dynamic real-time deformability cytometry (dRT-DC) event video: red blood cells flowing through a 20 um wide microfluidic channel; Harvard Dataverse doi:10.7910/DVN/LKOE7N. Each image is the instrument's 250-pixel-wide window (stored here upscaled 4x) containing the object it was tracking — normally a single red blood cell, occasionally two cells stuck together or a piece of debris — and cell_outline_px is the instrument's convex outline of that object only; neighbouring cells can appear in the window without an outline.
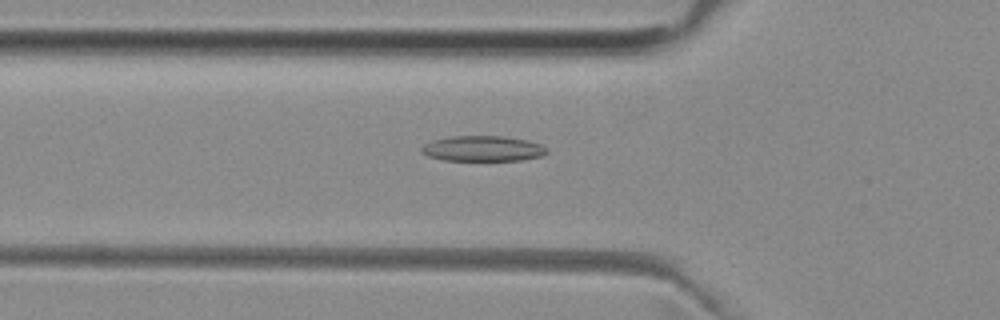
{"species": "common noctule bat (a hibernating species)", "species_latin": "Nyctalus noctula", "temperature_condition": "room temperature", "stored_images_in_passage": 49, "camera_frame_rate_fps": 3000, "um_per_image_px": 0.085, "animal": {"sex": "female", "body_mass_g": 29.2, "forearm_length_mm": 56.3}, "frame": {"image": 1, "passage_image": 15, "time_ms": 4.667, "image_size_px": [1000, 320], "cell_outline_px": [[548, 152], [544, 156], [520, 160], [444, 160], [428, 156], [420, 152], [420, 148], [424, 144], [432, 140], [448, 136], [504, 136], [528, 140], [540, 144], [548, 148]], "centroid_in_image_um": [41.04, 12.62], "position_along_channel_um": 84.8, "area_um2": 18.79}}
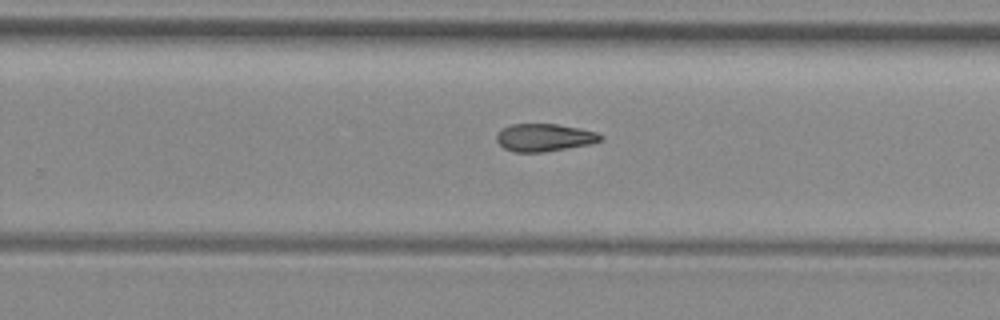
{"frame": {"image": 2, "passage_image": 30, "time_ms": 9.667, "image_size_px": [1000, 320], "cell_outline_px": [[604, 140], [592, 144], [544, 152], [512, 152], [504, 148], [496, 140], [496, 136], [500, 128], [508, 124], [556, 124], [580, 128], [596, 132], [604, 136]], "centroid_in_image_um": [46.27, 11.69], "position_along_channel_um": 283.5, "area_um2": 17.05}}
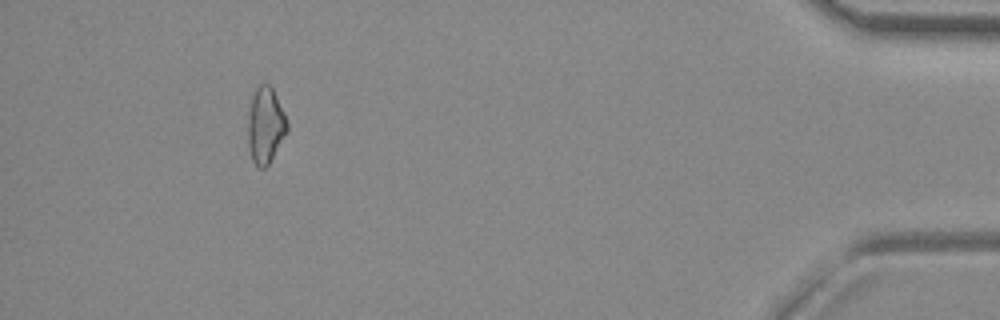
{"frame": {"image": 3, "passage_image": 45, "time_ms": 14.667, "image_size_px": [1000, 320], "cell_outline_px": [[288, 132], [268, 164], [264, 168], [256, 168], [252, 160], [248, 148], [248, 116], [252, 96], [256, 84], [268, 84], [272, 88], [284, 112], [288, 124]], "centroid_in_image_um": [22.55, 10.66], "position_along_channel_um": 412.6, "area_um2": 17.57}}